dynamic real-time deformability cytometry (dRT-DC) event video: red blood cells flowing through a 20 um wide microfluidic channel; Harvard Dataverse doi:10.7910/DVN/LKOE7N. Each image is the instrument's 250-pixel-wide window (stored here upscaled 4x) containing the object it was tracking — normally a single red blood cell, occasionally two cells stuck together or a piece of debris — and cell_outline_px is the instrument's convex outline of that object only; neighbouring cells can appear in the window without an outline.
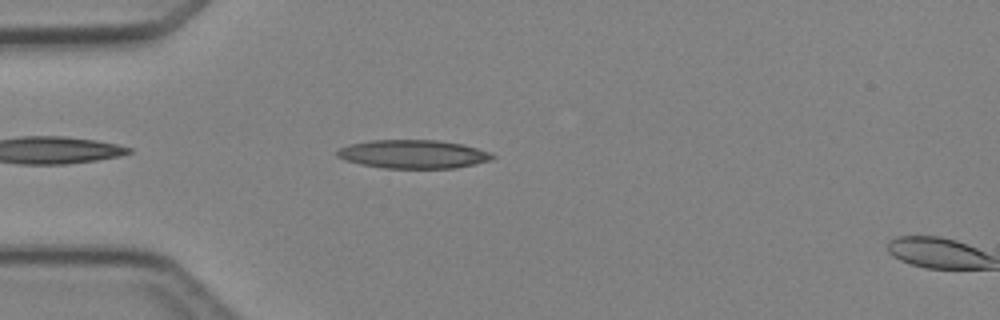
{"species": "Egyptian fruit bat (a non-hibernating species)", "species_latin": "Rousettus aegyptiacus", "temperature_condition": "cold", "stored_images_in_passage": 5, "camera_frame_rate_fps": 3000, "um_per_image_px": 0.085, "animal": {"sex": "female"}, "frame": {"image": 1, "passage_image": 4, "time_ms": 3.667, "image_size_px": [1000, 320], "cell_outline_px": [[496, 156], [492, 160], [476, 164], [456, 168], [384, 168], [360, 164], [344, 160], [336, 156], [336, 152], [340, 148], [348, 144], [368, 140], [436, 140], [464, 144], [492, 152]], "centroid_in_image_um": [35.15, 13.1], "position_along_channel_um": 49.9, "area_um2": 26.13}}